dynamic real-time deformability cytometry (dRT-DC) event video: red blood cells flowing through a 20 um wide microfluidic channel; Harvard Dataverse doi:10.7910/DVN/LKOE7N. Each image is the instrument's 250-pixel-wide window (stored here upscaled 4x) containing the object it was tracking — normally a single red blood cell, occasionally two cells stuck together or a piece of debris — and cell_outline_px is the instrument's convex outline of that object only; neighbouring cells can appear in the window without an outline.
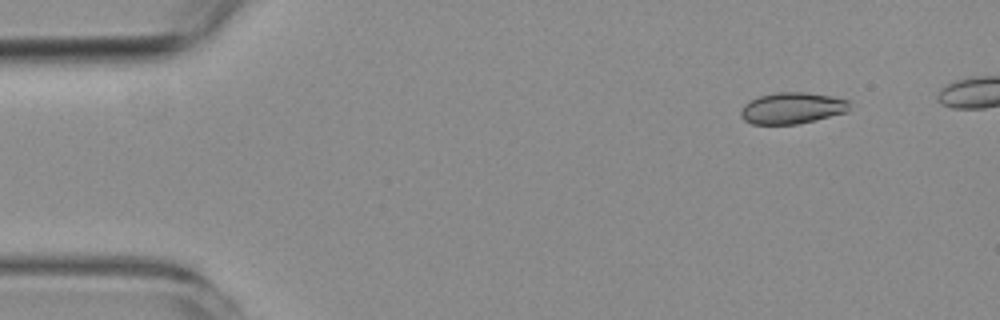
{"species": "common noctule bat (a hibernating species)", "species_latin": "Nyctalus noctula", "temperature_condition": "room temperature", "stored_images_in_passage": 33, "camera_frame_rate_fps": 3000, "um_per_image_px": 0.085, "animal": {"sex": "female", "body_mass_g": 19.3, "forearm_length_mm": 54.1}, "frame": {"image": 1, "passage_image": 1, "time_ms": 0.0, "image_size_px": [1000, 320], "cell_outline_px": [[852, 100], [848, 112], [796, 124], [752, 124], [744, 120], [740, 116], [740, 112], [744, 104], [748, 100], [760, 96], [776, 92], [804, 92], [832, 96]], "centroid_in_image_um": [67.35, 9.18], "position_along_channel_um": 17.7, "area_um2": 20.06}}
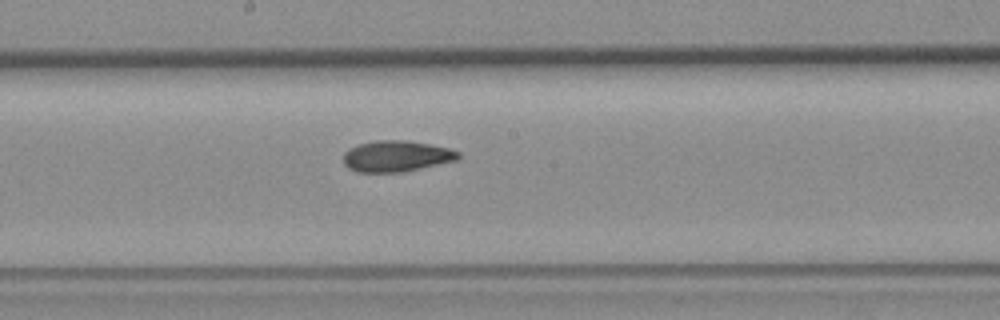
{"frame": {"image": 2, "passage_image": 23, "time_ms": 7.333, "image_size_px": [1000, 320], "cell_outline_px": [[460, 160], [404, 172], [356, 172], [348, 168], [344, 164], [344, 152], [348, 148], [360, 144], [376, 140], [408, 140], [448, 148], [460, 152]], "centroid_in_image_um": [33.71, 13.28], "position_along_channel_um": 214.5, "area_um2": 21.04}}
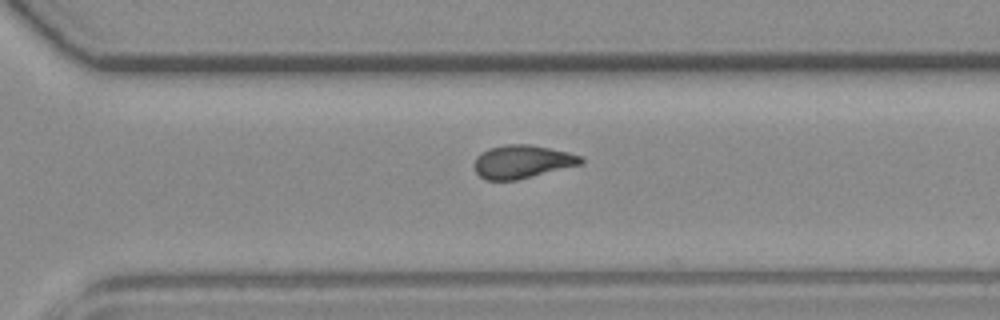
{"frame": {"image": 3, "passage_image": 32, "time_ms": 10.333, "image_size_px": [1000, 320], "cell_outline_px": [[584, 160], [580, 164], [516, 180], [484, 180], [476, 172], [472, 164], [476, 156], [480, 152], [488, 148], [508, 144], [528, 144], [568, 152], [584, 156]], "centroid_in_image_um": [44.33, 13.74], "position_along_channel_um": 326.3, "area_um2": 20.63}}